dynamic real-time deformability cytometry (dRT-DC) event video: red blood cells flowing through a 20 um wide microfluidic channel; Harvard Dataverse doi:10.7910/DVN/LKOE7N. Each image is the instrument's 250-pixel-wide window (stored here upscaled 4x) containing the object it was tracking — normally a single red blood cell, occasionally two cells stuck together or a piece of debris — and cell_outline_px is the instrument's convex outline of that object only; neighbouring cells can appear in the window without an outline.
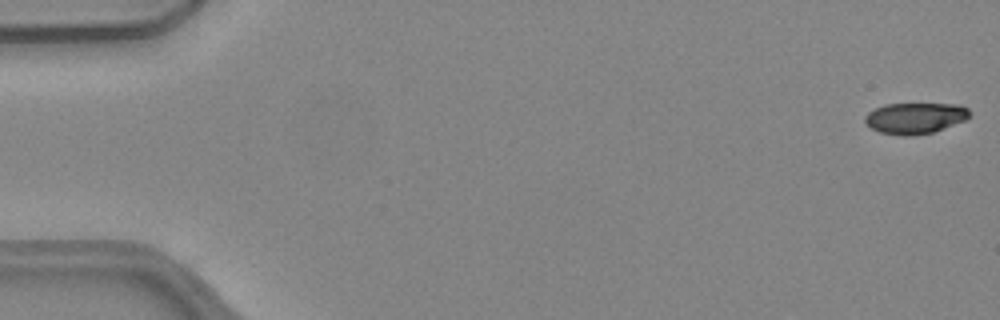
{"species": "common noctule bat (a hibernating species)", "species_latin": "Nyctalus noctula", "temperature_condition": "warm", "stored_images_in_passage": 13, "camera_frame_rate_fps": 3000, "um_per_image_px": 0.085, "animal": {"sex": "female", "body_mass_g": 24.6, "forearm_length_mm": 56.2}, "frame": {"image": 1, "passage_image": 1, "time_ms": 0.0, "image_size_px": [1000, 320], "cell_outline_px": [[972, 116], [964, 120], [932, 132], [908, 136], [904, 136], [880, 132], [872, 128], [864, 120], [864, 116], [868, 112], [884, 104], [960, 104], [968, 108], [972, 112]], "centroid_in_image_um": [77.81, 10.02], "position_along_channel_um": 7.2, "area_um2": 18.84}}
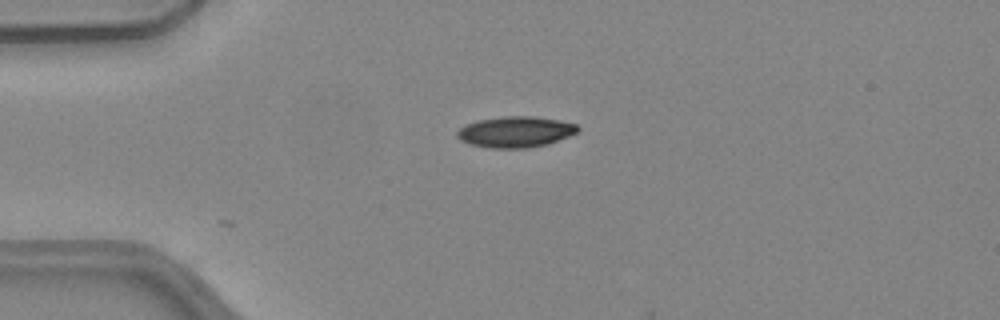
{"frame": {"image": 2, "passage_image": 13, "time_ms": 4.0, "image_size_px": [1000, 320], "cell_outline_px": [[580, 128], [576, 132], [568, 136], [548, 144], [528, 148], [488, 148], [468, 144], [460, 140], [456, 136], [456, 132], [460, 128], [476, 120], [504, 116], [532, 116], [556, 120], [576, 124]], "centroid_in_image_um": [43.77, 11.22], "position_along_channel_um": 41.2, "area_um2": 21.73}}